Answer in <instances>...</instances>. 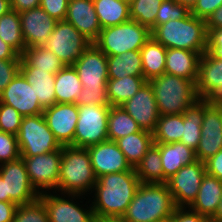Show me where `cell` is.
Returning <instances> with one entry per match:
<instances>
[{
  "label": "cell",
  "mask_w": 222,
  "mask_h": 222,
  "mask_svg": "<svg viewBox=\"0 0 222 222\" xmlns=\"http://www.w3.org/2000/svg\"><path fill=\"white\" fill-rule=\"evenodd\" d=\"M183 130V114L160 115L153 132L154 144L180 142Z\"/></svg>",
  "instance_id": "obj_38"
},
{
  "label": "cell",
  "mask_w": 222,
  "mask_h": 222,
  "mask_svg": "<svg viewBox=\"0 0 222 222\" xmlns=\"http://www.w3.org/2000/svg\"><path fill=\"white\" fill-rule=\"evenodd\" d=\"M206 28L208 33L212 29L222 28V5L206 19Z\"/></svg>",
  "instance_id": "obj_53"
},
{
  "label": "cell",
  "mask_w": 222,
  "mask_h": 222,
  "mask_svg": "<svg viewBox=\"0 0 222 222\" xmlns=\"http://www.w3.org/2000/svg\"><path fill=\"white\" fill-rule=\"evenodd\" d=\"M151 30L137 21L102 28L94 43L106 56L119 55L123 52L140 50L150 39Z\"/></svg>",
  "instance_id": "obj_6"
},
{
  "label": "cell",
  "mask_w": 222,
  "mask_h": 222,
  "mask_svg": "<svg viewBox=\"0 0 222 222\" xmlns=\"http://www.w3.org/2000/svg\"><path fill=\"white\" fill-rule=\"evenodd\" d=\"M82 84L73 65L64 66L55 75L56 103H76Z\"/></svg>",
  "instance_id": "obj_32"
},
{
  "label": "cell",
  "mask_w": 222,
  "mask_h": 222,
  "mask_svg": "<svg viewBox=\"0 0 222 222\" xmlns=\"http://www.w3.org/2000/svg\"><path fill=\"white\" fill-rule=\"evenodd\" d=\"M101 28L125 23L130 18V3L124 0H93Z\"/></svg>",
  "instance_id": "obj_30"
},
{
  "label": "cell",
  "mask_w": 222,
  "mask_h": 222,
  "mask_svg": "<svg viewBox=\"0 0 222 222\" xmlns=\"http://www.w3.org/2000/svg\"><path fill=\"white\" fill-rule=\"evenodd\" d=\"M154 222H172V218H171V216H170V217H168V218H164V219H162V220H158V221H154Z\"/></svg>",
  "instance_id": "obj_60"
},
{
  "label": "cell",
  "mask_w": 222,
  "mask_h": 222,
  "mask_svg": "<svg viewBox=\"0 0 222 222\" xmlns=\"http://www.w3.org/2000/svg\"><path fill=\"white\" fill-rule=\"evenodd\" d=\"M222 198V180L206 173L194 202L189 206L197 213L211 219L217 212Z\"/></svg>",
  "instance_id": "obj_25"
},
{
  "label": "cell",
  "mask_w": 222,
  "mask_h": 222,
  "mask_svg": "<svg viewBox=\"0 0 222 222\" xmlns=\"http://www.w3.org/2000/svg\"><path fill=\"white\" fill-rule=\"evenodd\" d=\"M196 93L209 106L222 105V60L208 51L199 61Z\"/></svg>",
  "instance_id": "obj_12"
},
{
  "label": "cell",
  "mask_w": 222,
  "mask_h": 222,
  "mask_svg": "<svg viewBox=\"0 0 222 222\" xmlns=\"http://www.w3.org/2000/svg\"><path fill=\"white\" fill-rule=\"evenodd\" d=\"M110 105H78L74 147L88 148L108 140Z\"/></svg>",
  "instance_id": "obj_8"
},
{
  "label": "cell",
  "mask_w": 222,
  "mask_h": 222,
  "mask_svg": "<svg viewBox=\"0 0 222 222\" xmlns=\"http://www.w3.org/2000/svg\"><path fill=\"white\" fill-rule=\"evenodd\" d=\"M206 222H214V221H212L211 219H208Z\"/></svg>",
  "instance_id": "obj_62"
},
{
  "label": "cell",
  "mask_w": 222,
  "mask_h": 222,
  "mask_svg": "<svg viewBox=\"0 0 222 222\" xmlns=\"http://www.w3.org/2000/svg\"><path fill=\"white\" fill-rule=\"evenodd\" d=\"M148 82L153 88L160 115L182 114L199 100L196 84L189 79L163 73Z\"/></svg>",
  "instance_id": "obj_5"
},
{
  "label": "cell",
  "mask_w": 222,
  "mask_h": 222,
  "mask_svg": "<svg viewBox=\"0 0 222 222\" xmlns=\"http://www.w3.org/2000/svg\"><path fill=\"white\" fill-rule=\"evenodd\" d=\"M20 157L17 135L0 131V165Z\"/></svg>",
  "instance_id": "obj_43"
},
{
  "label": "cell",
  "mask_w": 222,
  "mask_h": 222,
  "mask_svg": "<svg viewBox=\"0 0 222 222\" xmlns=\"http://www.w3.org/2000/svg\"><path fill=\"white\" fill-rule=\"evenodd\" d=\"M20 56V67H35L54 75L65 66L52 51L44 46L25 48Z\"/></svg>",
  "instance_id": "obj_33"
},
{
  "label": "cell",
  "mask_w": 222,
  "mask_h": 222,
  "mask_svg": "<svg viewBox=\"0 0 222 222\" xmlns=\"http://www.w3.org/2000/svg\"><path fill=\"white\" fill-rule=\"evenodd\" d=\"M205 174V163L197 160L167 180L176 207H189L194 202Z\"/></svg>",
  "instance_id": "obj_11"
},
{
  "label": "cell",
  "mask_w": 222,
  "mask_h": 222,
  "mask_svg": "<svg viewBox=\"0 0 222 222\" xmlns=\"http://www.w3.org/2000/svg\"><path fill=\"white\" fill-rule=\"evenodd\" d=\"M0 201L9 202V195H6L5 182L0 177Z\"/></svg>",
  "instance_id": "obj_56"
},
{
  "label": "cell",
  "mask_w": 222,
  "mask_h": 222,
  "mask_svg": "<svg viewBox=\"0 0 222 222\" xmlns=\"http://www.w3.org/2000/svg\"><path fill=\"white\" fill-rule=\"evenodd\" d=\"M22 119L14 107L0 102V131L17 135Z\"/></svg>",
  "instance_id": "obj_42"
},
{
  "label": "cell",
  "mask_w": 222,
  "mask_h": 222,
  "mask_svg": "<svg viewBox=\"0 0 222 222\" xmlns=\"http://www.w3.org/2000/svg\"><path fill=\"white\" fill-rule=\"evenodd\" d=\"M201 55L200 52L168 48L164 73L189 79L196 84Z\"/></svg>",
  "instance_id": "obj_23"
},
{
  "label": "cell",
  "mask_w": 222,
  "mask_h": 222,
  "mask_svg": "<svg viewBox=\"0 0 222 222\" xmlns=\"http://www.w3.org/2000/svg\"><path fill=\"white\" fill-rule=\"evenodd\" d=\"M20 73L31 84L40 105L45 109L56 104L55 75L35 67H20Z\"/></svg>",
  "instance_id": "obj_26"
},
{
  "label": "cell",
  "mask_w": 222,
  "mask_h": 222,
  "mask_svg": "<svg viewBox=\"0 0 222 222\" xmlns=\"http://www.w3.org/2000/svg\"><path fill=\"white\" fill-rule=\"evenodd\" d=\"M151 37L165 48H179L205 53L208 45L206 20L191 13L182 19L170 20L156 26Z\"/></svg>",
  "instance_id": "obj_3"
},
{
  "label": "cell",
  "mask_w": 222,
  "mask_h": 222,
  "mask_svg": "<svg viewBox=\"0 0 222 222\" xmlns=\"http://www.w3.org/2000/svg\"><path fill=\"white\" fill-rule=\"evenodd\" d=\"M11 10L10 0H0V16L8 13Z\"/></svg>",
  "instance_id": "obj_55"
},
{
  "label": "cell",
  "mask_w": 222,
  "mask_h": 222,
  "mask_svg": "<svg viewBox=\"0 0 222 222\" xmlns=\"http://www.w3.org/2000/svg\"><path fill=\"white\" fill-rule=\"evenodd\" d=\"M107 70L109 79H121L125 76H143L140 50L107 56Z\"/></svg>",
  "instance_id": "obj_29"
},
{
  "label": "cell",
  "mask_w": 222,
  "mask_h": 222,
  "mask_svg": "<svg viewBox=\"0 0 222 222\" xmlns=\"http://www.w3.org/2000/svg\"><path fill=\"white\" fill-rule=\"evenodd\" d=\"M135 172L141 183H164L160 148L156 144L146 152Z\"/></svg>",
  "instance_id": "obj_35"
},
{
  "label": "cell",
  "mask_w": 222,
  "mask_h": 222,
  "mask_svg": "<svg viewBox=\"0 0 222 222\" xmlns=\"http://www.w3.org/2000/svg\"><path fill=\"white\" fill-rule=\"evenodd\" d=\"M176 205L166 183H141L122 219L154 222L174 214Z\"/></svg>",
  "instance_id": "obj_2"
},
{
  "label": "cell",
  "mask_w": 222,
  "mask_h": 222,
  "mask_svg": "<svg viewBox=\"0 0 222 222\" xmlns=\"http://www.w3.org/2000/svg\"><path fill=\"white\" fill-rule=\"evenodd\" d=\"M222 149V107L207 106L204 109L201 137L195 151L197 160L206 161Z\"/></svg>",
  "instance_id": "obj_19"
},
{
  "label": "cell",
  "mask_w": 222,
  "mask_h": 222,
  "mask_svg": "<svg viewBox=\"0 0 222 222\" xmlns=\"http://www.w3.org/2000/svg\"><path fill=\"white\" fill-rule=\"evenodd\" d=\"M140 184L135 168L98 177L90 204L96 220L122 218Z\"/></svg>",
  "instance_id": "obj_1"
},
{
  "label": "cell",
  "mask_w": 222,
  "mask_h": 222,
  "mask_svg": "<svg viewBox=\"0 0 222 222\" xmlns=\"http://www.w3.org/2000/svg\"><path fill=\"white\" fill-rule=\"evenodd\" d=\"M69 199L60 195L49 194L44 192L39 198L43 201L46 208L49 222H97L94 210L91 206L88 209L80 207L73 201L76 197L80 199L78 194H66ZM74 198V199H73ZM79 205V206H77Z\"/></svg>",
  "instance_id": "obj_14"
},
{
  "label": "cell",
  "mask_w": 222,
  "mask_h": 222,
  "mask_svg": "<svg viewBox=\"0 0 222 222\" xmlns=\"http://www.w3.org/2000/svg\"><path fill=\"white\" fill-rule=\"evenodd\" d=\"M0 102L14 107L23 117L43 114L44 111L33 87L20 72L0 93Z\"/></svg>",
  "instance_id": "obj_18"
},
{
  "label": "cell",
  "mask_w": 222,
  "mask_h": 222,
  "mask_svg": "<svg viewBox=\"0 0 222 222\" xmlns=\"http://www.w3.org/2000/svg\"><path fill=\"white\" fill-rule=\"evenodd\" d=\"M77 105H109L107 97V87H99L98 89L82 88L76 103Z\"/></svg>",
  "instance_id": "obj_44"
},
{
  "label": "cell",
  "mask_w": 222,
  "mask_h": 222,
  "mask_svg": "<svg viewBox=\"0 0 222 222\" xmlns=\"http://www.w3.org/2000/svg\"><path fill=\"white\" fill-rule=\"evenodd\" d=\"M207 51L222 60V28L212 29L208 33Z\"/></svg>",
  "instance_id": "obj_49"
},
{
  "label": "cell",
  "mask_w": 222,
  "mask_h": 222,
  "mask_svg": "<svg viewBox=\"0 0 222 222\" xmlns=\"http://www.w3.org/2000/svg\"><path fill=\"white\" fill-rule=\"evenodd\" d=\"M65 21L94 44L101 31L93 0H69Z\"/></svg>",
  "instance_id": "obj_22"
},
{
  "label": "cell",
  "mask_w": 222,
  "mask_h": 222,
  "mask_svg": "<svg viewBox=\"0 0 222 222\" xmlns=\"http://www.w3.org/2000/svg\"><path fill=\"white\" fill-rule=\"evenodd\" d=\"M22 158L26 165L29 180L34 189L39 194L50 189L55 190L56 193L62 159V147L59 150L46 154Z\"/></svg>",
  "instance_id": "obj_10"
},
{
  "label": "cell",
  "mask_w": 222,
  "mask_h": 222,
  "mask_svg": "<svg viewBox=\"0 0 222 222\" xmlns=\"http://www.w3.org/2000/svg\"><path fill=\"white\" fill-rule=\"evenodd\" d=\"M41 0H10L11 10L21 13L40 6Z\"/></svg>",
  "instance_id": "obj_52"
},
{
  "label": "cell",
  "mask_w": 222,
  "mask_h": 222,
  "mask_svg": "<svg viewBox=\"0 0 222 222\" xmlns=\"http://www.w3.org/2000/svg\"><path fill=\"white\" fill-rule=\"evenodd\" d=\"M160 148L164 183L174 176L183 166L197 161L195 150L181 142L156 143Z\"/></svg>",
  "instance_id": "obj_24"
},
{
  "label": "cell",
  "mask_w": 222,
  "mask_h": 222,
  "mask_svg": "<svg viewBox=\"0 0 222 222\" xmlns=\"http://www.w3.org/2000/svg\"><path fill=\"white\" fill-rule=\"evenodd\" d=\"M43 115L49 129L61 146H74V134L78 121V105L56 103L47 107Z\"/></svg>",
  "instance_id": "obj_16"
},
{
  "label": "cell",
  "mask_w": 222,
  "mask_h": 222,
  "mask_svg": "<svg viewBox=\"0 0 222 222\" xmlns=\"http://www.w3.org/2000/svg\"><path fill=\"white\" fill-rule=\"evenodd\" d=\"M18 205L0 201V222H12Z\"/></svg>",
  "instance_id": "obj_51"
},
{
  "label": "cell",
  "mask_w": 222,
  "mask_h": 222,
  "mask_svg": "<svg viewBox=\"0 0 222 222\" xmlns=\"http://www.w3.org/2000/svg\"><path fill=\"white\" fill-rule=\"evenodd\" d=\"M97 222H126V221L123 220L122 218H112V219H104Z\"/></svg>",
  "instance_id": "obj_59"
},
{
  "label": "cell",
  "mask_w": 222,
  "mask_h": 222,
  "mask_svg": "<svg viewBox=\"0 0 222 222\" xmlns=\"http://www.w3.org/2000/svg\"><path fill=\"white\" fill-rule=\"evenodd\" d=\"M0 177L5 182L6 195H9V202L23 205L34 201L40 196L29 180L22 157L1 164Z\"/></svg>",
  "instance_id": "obj_13"
},
{
  "label": "cell",
  "mask_w": 222,
  "mask_h": 222,
  "mask_svg": "<svg viewBox=\"0 0 222 222\" xmlns=\"http://www.w3.org/2000/svg\"><path fill=\"white\" fill-rule=\"evenodd\" d=\"M20 54L0 38V59L15 60Z\"/></svg>",
  "instance_id": "obj_54"
},
{
  "label": "cell",
  "mask_w": 222,
  "mask_h": 222,
  "mask_svg": "<svg viewBox=\"0 0 222 222\" xmlns=\"http://www.w3.org/2000/svg\"><path fill=\"white\" fill-rule=\"evenodd\" d=\"M20 61V55L15 60L0 59V93L10 84V82L20 72Z\"/></svg>",
  "instance_id": "obj_45"
},
{
  "label": "cell",
  "mask_w": 222,
  "mask_h": 222,
  "mask_svg": "<svg viewBox=\"0 0 222 222\" xmlns=\"http://www.w3.org/2000/svg\"><path fill=\"white\" fill-rule=\"evenodd\" d=\"M221 5L222 0H197L190 13L206 20Z\"/></svg>",
  "instance_id": "obj_47"
},
{
  "label": "cell",
  "mask_w": 222,
  "mask_h": 222,
  "mask_svg": "<svg viewBox=\"0 0 222 222\" xmlns=\"http://www.w3.org/2000/svg\"><path fill=\"white\" fill-rule=\"evenodd\" d=\"M0 38L19 54L25 50L26 45L22 35L20 15L17 11L10 10L0 16Z\"/></svg>",
  "instance_id": "obj_37"
},
{
  "label": "cell",
  "mask_w": 222,
  "mask_h": 222,
  "mask_svg": "<svg viewBox=\"0 0 222 222\" xmlns=\"http://www.w3.org/2000/svg\"><path fill=\"white\" fill-rule=\"evenodd\" d=\"M207 106L202 99H199L182 113L183 130L180 142L195 151L199 145L204 109Z\"/></svg>",
  "instance_id": "obj_28"
},
{
  "label": "cell",
  "mask_w": 222,
  "mask_h": 222,
  "mask_svg": "<svg viewBox=\"0 0 222 222\" xmlns=\"http://www.w3.org/2000/svg\"><path fill=\"white\" fill-rule=\"evenodd\" d=\"M92 43L72 24L57 21L44 47L52 51L65 66L73 65Z\"/></svg>",
  "instance_id": "obj_9"
},
{
  "label": "cell",
  "mask_w": 222,
  "mask_h": 222,
  "mask_svg": "<svg viewBox=\"0 0 222 222\" xmlns=\"http://www.w3.org/2000/svg\"><path fill=\"white\" fill-rule=\"evenodd\" d=\"M12 222H49L43 201L38 197L32 202L18 205Z\"/></svg>",
  "instance_id": "obj_40"
},
{
  "label": "cell",
  "mask_w": 222,
  "mask_h": 222,
  "mask_svg": "<svg viewBox=\"0 0 222 222\" xmlns=\"http://www.w3.org/2000/svg\"><path fill=\"white\" fill-rule=\"evenodd\" d=\"M73 67L77 71L82 88L98 89L107 87V56L95 45L91 44L77 60Z\"/></svg>",
  "instance_id": "obj_15"
},
{
  "label": "cell",
  "mask_w": 222,
  "mask_h": 222,
  "mask_svg": "<svg viewBox=\"0 0 222 222\" xmlns=\"http://www.w3.org/2000/svg\"><path fill=\"white\" fill-rule=\"evenodd\" d=\"M147 82L143 76H125L121 79H108L107 97L110 106H121L134 96Z\"/></svg>",
  "instance_id": "obj_34"
},
{
  "label": "cell",
  "mask_w": 222,
  "mask_h": 222,
  "mask_svg": "<svg viewBox=\"0 0 222 222\" xmlns=\"http://www.w3.org/2000/svg\"><path fill=\"white\" fill-rule=\"evenodd\" d=\"M166 52L167 48L152 37L140 49L143 77L147 81L165 72Z\"/></svg>",
  "instance_id": "obj_31"
},
{
  "label": "cell",
  "mask_w": 222,
  "mask_h": 222,
  "mask_svg": "<svg viewBox=\"0 0 222 222\" xmlns=\"http://www.w3.org/2000/svg\"><path fill=\"white\" fill-rule=\"evenodd\" d=\"M204 163L206 173L222 180V149L204 161Z\"/></svg>",
  "instance_id": "obj_50"
},
{
  "label": "cell",
  "mask_w": 222,
  "mask_h": 222,
  "mask_svg": "<svg viewBox=\"0 0 222 222\" xmlns=\"http://www.w3.org/2000/svg\"><path fill=\"white\" fill-rule=\"evenodd\" d=\"M121 107L137 122L141 129L152 133L156 130L160 113L153 88L148 81Z\"/></svg>",
  "instance_id": "obj_17"
},
{
  "label": "cell",
  "mask_w": 222,
  "mask_h": 222,
  "mask_svg": "<svg viewBox=\"0 0 222 222\" xmlns=\"http://www.w3.org/2000/svg\"><path fill=\"white\" fill-rule=\"evenodd\" d=\"M26 48L44 46L57 23L40 6L19 13Z\"/></svg>",
  "instance_id": "obj_20"
},
{
  "label": "cell",
  "mask_w": 222,
  "mask_h": 222,
  "mask_svg": "<svg viewBox=\"0 0 222 222\" xmlns=\"http://www.w3.org/2000/svg\"><path fill=\"white\" fill-rule=\"evenodd\" d=\"M17 141L21 157L46 154L62 147L49 129L43 114L23 117Z\"/></svg>",
  "instance_id": "obj_7"
},
{
  "label": "cell",
  "mask_w": 222,
  "mask_h": 222,
  "mask_svg": "<svg viewBox=\"0 0 222 222\" xmlns=\"http://www.w3.org/2000/svg\"><path fill=\"white\" fill-rule=\"evenodd\" d=\"M124 1H126V2L130 3V2H132L133 0H124Z\"/></svg>",
  "instance_id": "obj_61"
},
{
  "label": "cell",
  "mask_w": 222,
  "mask_h": 222,
  "mask_svg": "<svg viewBox=\"0 0 222 222\" xmlns=\"http://www.w3.org/2000/svg\"><path fill=\"white\" fill-rule=\"evenodd\" d=\"M190 14V10L175 0H163L156 17V26L170 20L182 19Z\"/></svg>",
  "instance_id": "obj_41"
},
{
  "label": "cell",
  "mask_w": 222,
  "mask_h": 222,
  "mask_svg": "<svg viewBox=\"0 0 222 222\" xmlns=\"http://www.w3.org/2000/svg\"><path fill=\"white\" fill-rule=\"evenodd\" d=\"M211 220L214 222H222V198L219 202L217 212L214 214V216L211 218Z\"/></svg>",
  "instance_id": "obj_57"
},
{
  "label": "cell",
  "mask_w": 222,
  "mask_h": 222,
  "mask_svg": "<svg viewBox=\"0 0 222 222\" xmlns=\"http://www.w3.org/2000/svg\"><path fill=\"white\" fill-rule=\"evenodd\" d=\"M188 208V210H186ZM172 222H206L208 218L189 207H176L171 216Z\"/></svg>",
  "instance_id": "obj_48"
},
{
  "label": "cell",
  "mask_w": 222,
  "mask_h": 222,
  "mask_svg": "<svg viewBox=\"0 0 222 222\" xmlns=\"http://www.w3.org/2000/svg\"><path fill=\"white\" fill-rule=\"evenodd\" d=\"M97 182L87 148L62 146V159L58 178V192L65 194H87Z\"/></svg>",
  "instance_id": "obj_4"
},
{
  "label": "cell",
  "mask_w": 222,
  "mask_h": 222,
  "mask_svg": "<svg viewBox=\"0 0 222 222\" xmlns=\"http://www.w3.org/2000/svg\"><path fill=\"white\" fill-rule=\"evenodd\" d=\"M128 163L135 168L154 144L153 133L141 129L115 141Z\"/></svg>",
  "instance_id": "obj_27"
},
{
  "label": "cell",
  "mask_w": 222,
  "mask_h": 222,
  "mask_svg": "<svg viewBox=\"0 0 222 222\" xmlns=\"http://www.w3.org/2000/svg\"><path fill=\"white\" fill-rule=\"evenodd\" d=\"M96 177L131 170L124 153L115 141H104L87 148Z\"/></svg>",
  "instance_id": "obj_21"
},
{
  "label": "cell",
  "mask_w": 222,
  "mask_h": 222,
  "mask_svg": "<svg viewBox=\"0 0 222 222\" xmlns=\"http://www.w3.org/2000/svg\"><path fill=\"white\" fill-rule=\"evenodd\" d=\"M140 130L141 128L137 122L121 106L110 107L108 114V140L116 141Z\"/></svg>",
  "instance_id": "obj_36"
},
{
  "label": "cell",
  "mask_w": 222,
  "mask_h": 222,
  "mask_svg": "<svg viewBox=\"0 0 222 222\" xmlns=\"http://www.w3.org/2000/svg\"><path fill=\"white\" fill-rule=\"evenodd\" d=\"M69 0H41L40 7L56 21L66 18Z\"/></svg>",
  "instance_id": "obj_46"
},
{
  "label": "cell",
  "mask_w": 222,
  "mask_h": 222,
  "mask_svg": "<svg viewBox=\"0 0 222 222\" xmlns=\"http://www.w3.org/2000/svg\"><path fill=\"white\" fill-rule=\"evenodd\" d=\"M175 1L187 7L189 10H191L197 0H175Z\"/></svg>",
  "instance_id": "obj_58"
},
{
  "label": "cell",
  "mask_w": 222,
  "mask_h": 222,
  "mask_svg": "<svg viewBox=\"0 0 222 222\" xmlns=\"http://www.w3.org/2000/svg\"><path fill=\"white\" fill-rule=\"evenodd\" d=\"M163 0H133L130 2V18L147 26L151 31L156 27V17Z\"/></svg>",
  "instance_id": "obj_39"
}]
</instances>
